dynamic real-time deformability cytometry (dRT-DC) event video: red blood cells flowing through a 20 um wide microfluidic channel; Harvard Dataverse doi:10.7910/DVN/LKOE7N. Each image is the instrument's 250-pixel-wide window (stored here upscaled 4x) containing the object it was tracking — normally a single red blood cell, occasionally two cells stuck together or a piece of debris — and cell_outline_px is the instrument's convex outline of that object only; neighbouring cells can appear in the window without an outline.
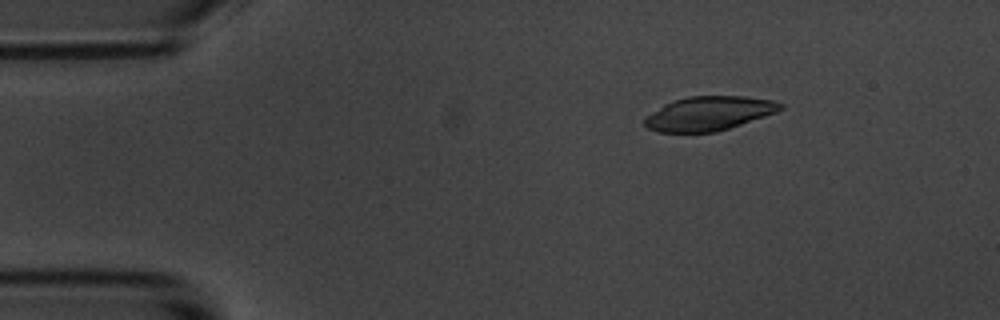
{"species": "common noctule bat (a hibernating species)", "species_latin": "Nyctalus noctula", "temperature_condition": "room temperature", "stored_images_in_passage": 5, "camera_frame_rate_fps": 3000, "um_per_image_px": 0.085, "animal": {"sex": "male", "body_mass_g": 20.1, "forearm_length_mm": 53.5}, "frame": {"image": 1, "passage_image": 3, "time_ms": 2.333, "image_size_px": [1000, 320], "cell_outline_px": [[784, 108], [776, 112], [716, 132], [656, 132], [648, 128], [644, 124], [644, 120], [648, 116], [664, 104], [688, 96], [744, 96], [772, 100], [784, 104]], "centroid_in_image_um": [60.27, 9.64], "position_along_channel_um": 24.7, "area_um2": 26.65}}